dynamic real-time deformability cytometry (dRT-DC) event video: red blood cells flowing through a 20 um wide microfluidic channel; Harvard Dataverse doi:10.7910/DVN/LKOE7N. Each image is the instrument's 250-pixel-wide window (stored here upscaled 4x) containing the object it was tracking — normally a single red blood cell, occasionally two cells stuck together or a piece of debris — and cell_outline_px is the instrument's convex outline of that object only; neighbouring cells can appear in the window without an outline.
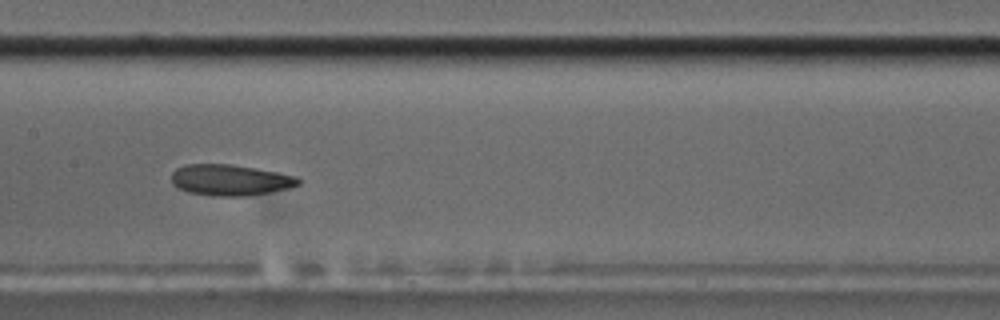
{"species": "common noctule bat (a hibernating species)", "species_latin": "Nyctalus noctula", "temperature_condition": "cold", "stored_images_in_passage": 47, "camera_frame_rate_fps": 3000, "um_per_image_px": 0.085, "animal": {"sex": "male", "body_mass_g": 17.5, "forearm_length_mm": 52.3}, "frame": {"image": 1, "passage_image": 19, "time_ms": 6.0, "image_size_px": [1000, 320], "cell_outline_px": [[300, 184], [288, 188], [268, 192], [244, 196], [212, 196], [188, 192], [176, 188], [172, 184], [172, 172], [176, 168], [184, 164], [228, 164], [276, 172], [296, 176], [300, 180]], "centroid_in_image_um": [19.5, 15.3], "position_along_channel_um": 187.9, "area_um2": 22.83}}
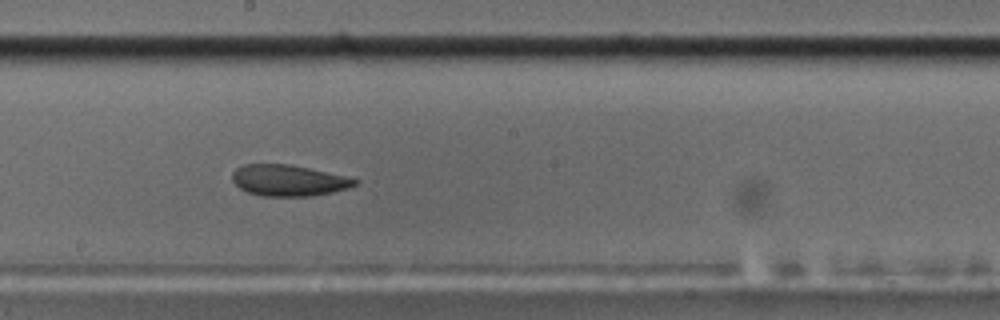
{"frame": {"image": 2, "passage_image": 22, "time_ms": 7.0, "image_size_px": [1000, 320], "cell_outline_px": [[360, 180], [356, 184], [348, 188], [332, 192], [312, 196], [260, 196], [248, 192], [240, 188], [232, 180], [232, 172], [236, 168], [244, 164], [288, 164], [308, 168], [344, 176]], "centroid_in_image_um": [24.49, 15.34], "position_along_channel_um": 223.7, "area_um2": 22.14}}
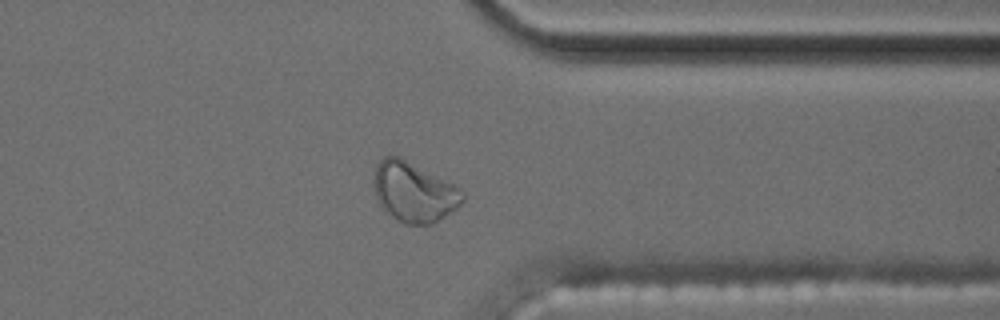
{"frame": {"image": 3, "passage_image": 35, "time_ms": 11.333, "image_size_px": [1000, 320], "cell_outline_px": [[464, 200], [456, 208], [432, 224], [404, 224], [380, 208], [376, 200], [372, 184], [372, 172], [376, 164], [384, 156], [400, 156], [460, 188], [464, 196]], "centroid_in_image_um": [35.1, 16.31], "position_along_channel_um": 376.3, "area_um2": 31.21}, "authors_computed_cell_mechanics": {"area_um2": 23.8714, "velocity_mm_per_s": 3.5994, "shape_relaxation_time_tau1_ms": null, "shape_relaxation_time_tau2_ms": 4.1644, "deformation_change_tau1": null, "deformation_change_tau2": 0.0829}}